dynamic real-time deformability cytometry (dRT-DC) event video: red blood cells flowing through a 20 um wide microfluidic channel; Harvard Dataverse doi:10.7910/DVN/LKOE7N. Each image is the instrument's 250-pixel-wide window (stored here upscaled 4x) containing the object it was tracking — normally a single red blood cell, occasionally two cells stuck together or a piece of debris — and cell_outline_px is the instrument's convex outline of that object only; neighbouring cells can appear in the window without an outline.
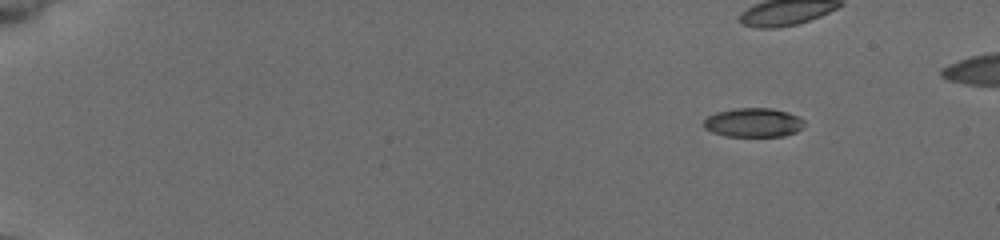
{"species": "common noctule bat (a hibernating species)", "species_latin": "Nyctalus noctula", "temperature_condition": "cold", "stored_images_in_passage": 19, "camera_frame_rate_fps": 3000, "um_per_image_px": 0.085, "animal": {"sex": "female", "body_mass_g": 19.5, "forearm_length_mm": 54.1}, "frame": {"image": 1, "passage_image": 1, "time_ms": 0.0, "image_size_px": [1000, 240], "cell_outline_px": [[804, 124], [796, 132], [784, 136], [724, 136], [712, 132], [704, 128], [704, 120], [708, 116], [716, 112], [736, 108], [772, 108], [788, 112], [800, 116], [804, 120]], "centroid_in_image_um": [64.04, 10.41], "position_along_channel_um": 21.0, "area_um2": 17.11}}
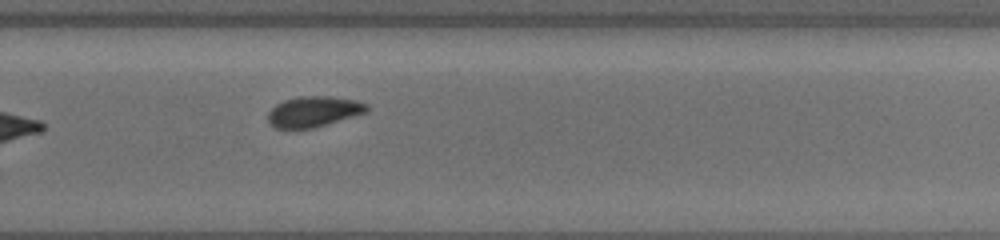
{"frame": {"image": 2, "passage_image": 16, "time_ms": 5.0, "image_size_px": [1000, 240], "cell_outline_px": [[368, 112], [312, 128], [276, 128], [268, 120], [268, 112], [276, 104], [284, 100], [300, 96], [328, 96], [356, 100], [368, 104]], "centroid_in_image_um": [26.67, 9.47], "position_along_channel_um": 303.1, "area_um2": 17.46}}